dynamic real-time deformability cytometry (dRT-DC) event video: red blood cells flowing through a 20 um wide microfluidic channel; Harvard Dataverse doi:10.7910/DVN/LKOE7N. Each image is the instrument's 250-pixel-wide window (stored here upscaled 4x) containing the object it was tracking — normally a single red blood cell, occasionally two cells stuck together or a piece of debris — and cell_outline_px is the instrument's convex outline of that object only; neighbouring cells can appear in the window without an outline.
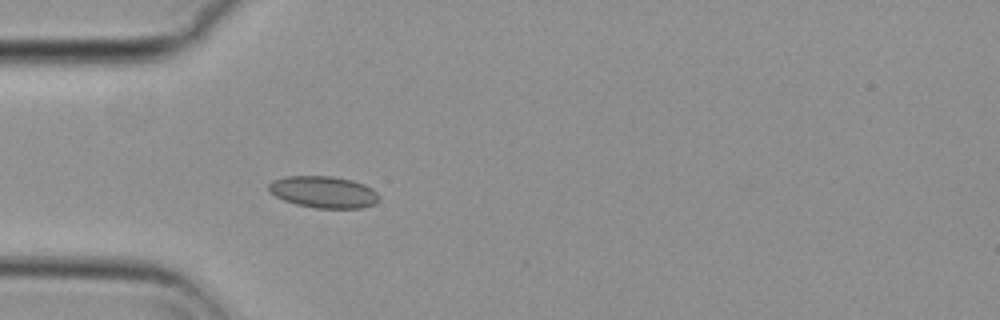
{"species": "common noctule bat (a hibernating species)", "species_latin": "Nyctalus noctula", "temperature_condition": "cold", "stored_images_in_passage": 40, "camera_frame_rate_fps": 3000, "um_per_image_px": 0.085, "animal": {"sex": "female", "body_mass_g": 29.2, "forearm_length_mm": 56.3}, "frame": {"image": 1, "passage_image": 1, "time_ms": 0.0, "image_size_px": [1000, 320], "cell_outline_px": [[380, 200], [376, 204], [364, 208], [316, 208], [296, 204], [284, 200], [268, 192], [268, 184], [272, 180], [284, 176], [332, 176], [352, 180], [364, 184], [372, 188], [380, 196]], "centroid_in_image_um": [27.51, 16.32], "position_along_channel_um": 57.5, "area_um2": 20.69}}
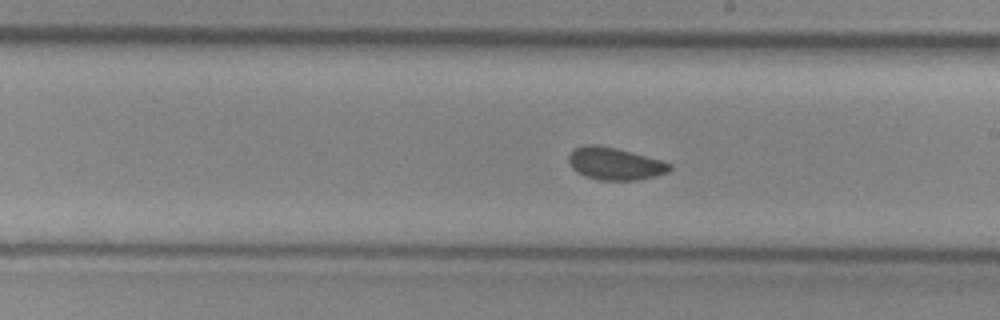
{"frame": {"image": 2, "passage_image": 16, "time_ms": 5.0, "image_size_px": [1000, 320], "cell_outline_px": [[672, 168], [668, 172], [640, 180], [596, 180], [584, 176], [576, 172], [568, 164], [568, 156], [576, 148], [584, 144], [596, 144], [616, 148], [660, 160], [672, 164]], "centroid_in_image_um": [52.23, 13.92], "position_along_channel_um": 236.8, "area_um2": 19.13}}
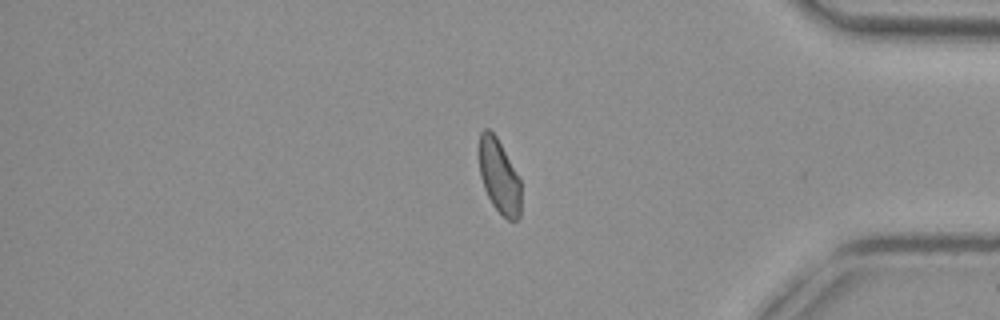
{"frame": {"image": 3, "passage_image": 31, "time_ms": 10.0, "image_size_px": [1000, 320], "cell_outline_px": [[520, 216], [516, 220], [508, 220], [492, 204], [484, 188], [480, 176], [480, 132], [484, 128], [488, 128], [496, 136], [520, 180]], "centroid_in_image_um": [42.42, 15.0], "position_along_channel_um": 392.8, "area_um2": 17.63}, "authors_computed_cell_mechanics": {"area_um2": 19.0162, "velocity_mm_per_s": 3.674, "shape_relaxation_time_tau1_ms": null, "shape_relaxation_time_tau2_ms": 2.9695, "deformation_change_tau1": null, "deformation_change_tau2": 0.0722}}